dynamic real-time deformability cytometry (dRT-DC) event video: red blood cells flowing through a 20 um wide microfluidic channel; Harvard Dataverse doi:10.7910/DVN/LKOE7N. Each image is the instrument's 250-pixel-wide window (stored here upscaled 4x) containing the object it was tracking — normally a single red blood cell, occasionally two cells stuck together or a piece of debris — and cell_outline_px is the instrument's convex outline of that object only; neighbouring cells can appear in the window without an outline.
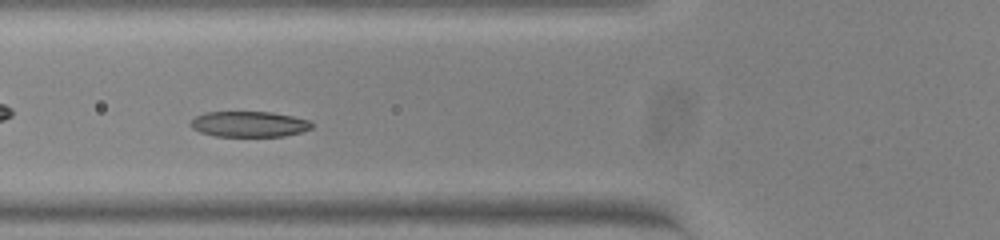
{"species": "common noctule bat (a hibernating species)", "species_latin": "Nyctalus noctula", "temperature_condition": "warm", "stored_images_in_passage": 47, "camera_frame_rate_fps": 3000, "um_per_image_px": 0.085, "animal": {"sex": "female", "body_mass_g": 23.0, "forearm_length_mm": 53.4}, "frame": {"image": 1, "passage_image": 13, "time_ms": 4.0, "image_size_px": [1000, 240], "cell_outline_px": [[312, 128], [300, 132], [284, 136], [216, 136], [200, 132], [192, 128], [188, 124], [196, 116], [204, 112], [272, 112], [292, 116], [308, 120], [312, 124]], "centroid_in_image_um": [21.14, 10.55], "position_along_channel_um": 104.7, "area_um2": 18.03}}
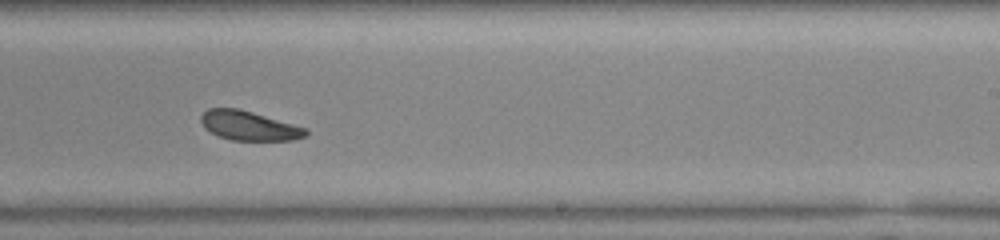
{"frame": {"image": 2, "passage_image": 26, "time_ms": 8.333, "image_size_px": [1000, 240], "cell_outline_px": [[308, 136], [292, 140], [232, 140], [220, 136], [204, 128], [200, 120], [200, 116], [208, 108], [240, 108], [308, 128]], "centroid_in_image_um": [21.19, 10.67], "position_along_channel_um": 267.8, "area_um2": 18.03}}
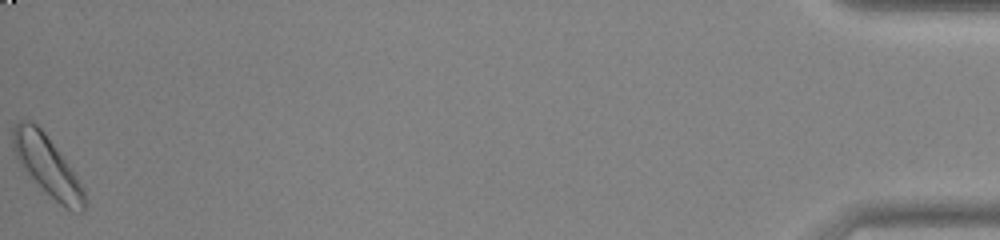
{"frame": {"image": 3, "passage_image": 47, "time_ms": 15.333, "image_size_px": [1000, 240], "cell_outline_px": [[84, 212], [80, 212], [68, 208], [60, 204], [24, 168], [16, 156], [12, 148], [12, 128], [20, 120], [32, 120], [44, 132], [84, 188]], "centroid_in_image_um": [3.98, 14.02], "position_along_channel_um": 431.2, "area_um2": 23.64}, "authors_computed_cell_mechanics": {"area_um2": 19.0162, "velocity_mm_per_s": 3.7736, "shape_relaxation_time_tau1_ms": 1.3856, "shape_relaxation_time_tau2_ms": 3.978, "deformation_change_tau1": 0.0899, "deformation_change_tau2": 0.0956}}